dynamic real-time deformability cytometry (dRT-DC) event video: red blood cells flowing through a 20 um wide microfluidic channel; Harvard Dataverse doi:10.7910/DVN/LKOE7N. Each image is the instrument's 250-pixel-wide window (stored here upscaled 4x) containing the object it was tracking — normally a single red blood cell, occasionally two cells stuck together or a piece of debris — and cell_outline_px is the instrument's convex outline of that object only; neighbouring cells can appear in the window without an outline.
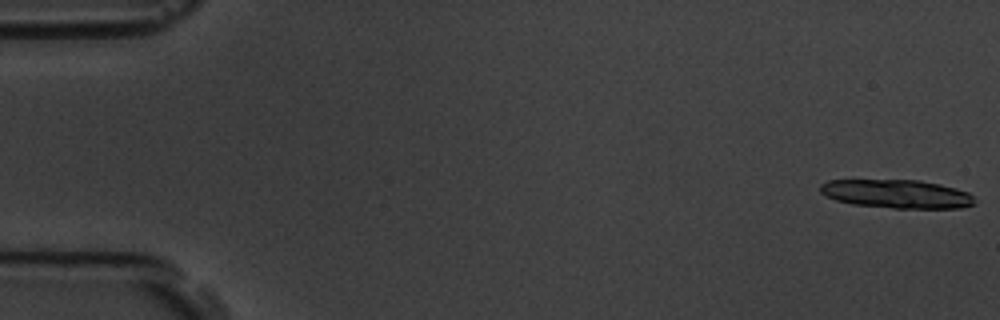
{"species": "common noctule bat (a hibernating species)", "species_latin": "Nyctalus noctula", "temperature_condition": "room temperature", "stored_images_in_passage": 6, "segment_of_instrument_passage": [1, 2], "camera_frame_rate_fps": 3000, "um_per_image_px": 0.085, "animal": {"sex": "male", "body_mass_g": 19.5, "forearm_length_mm": 54.6}, "frame": {"image": 1, "passage_image": 1, "time_ms": 0.0, "image_size_px": [1000, 320], "cell_outline_px": [[976, 204], [960, 208], [892, 208], [852, 204], [836, 200], [820, 192], [820, 184], [828, 180], [920, 180], [940, 184], [956, 188], [968, 192], [972, 196]], "centroid_in_image_um": [76.24, 16.48], "position_along_channel_um": 8.8, "area_um2": 25.72}}